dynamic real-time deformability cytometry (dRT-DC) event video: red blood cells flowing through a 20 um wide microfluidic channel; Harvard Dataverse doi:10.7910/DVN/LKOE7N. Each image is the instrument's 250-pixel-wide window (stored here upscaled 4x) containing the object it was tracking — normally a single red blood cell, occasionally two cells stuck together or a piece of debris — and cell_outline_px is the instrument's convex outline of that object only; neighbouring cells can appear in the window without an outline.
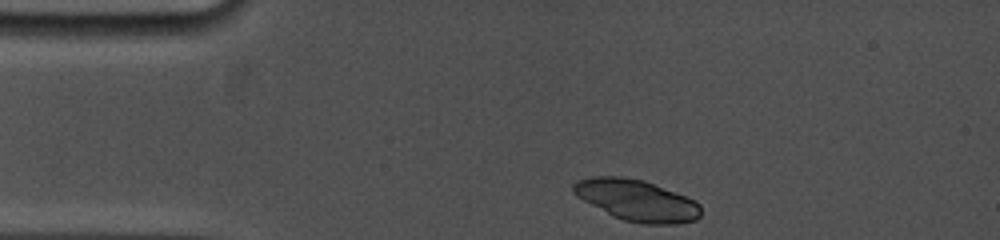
{"species": "common noctule bat (a hibernating species)", "species_latin": "Nyctalus noctula", "temperature_condition": "cold", "stored_images_in_passage": 5, "camera_frame_rate_fps": 5000, "um_per_image_px": 0.085, "animal": {"sex": "female", "body_mass_g": 19.0, "forearm_length_mm": 53.3}, "frame": {"image": 1, "passage_image": 1, "time_ms": 0.0, "image_size_px": [1000, 240], "cell_outline_px": [[700, 216], [696, 220], [676, 224], [644, 224], [624, 220], [612, 216], [576, 196], [572, 192], [572, 184], [576, 180], [592, 176], [624, 176], [644, 180], [696, 200], [700, 204]], "centroid_in_image_um": [54.1, 17.02], "position_along_channel_um": 30.9, "area_um2": 30.87}}